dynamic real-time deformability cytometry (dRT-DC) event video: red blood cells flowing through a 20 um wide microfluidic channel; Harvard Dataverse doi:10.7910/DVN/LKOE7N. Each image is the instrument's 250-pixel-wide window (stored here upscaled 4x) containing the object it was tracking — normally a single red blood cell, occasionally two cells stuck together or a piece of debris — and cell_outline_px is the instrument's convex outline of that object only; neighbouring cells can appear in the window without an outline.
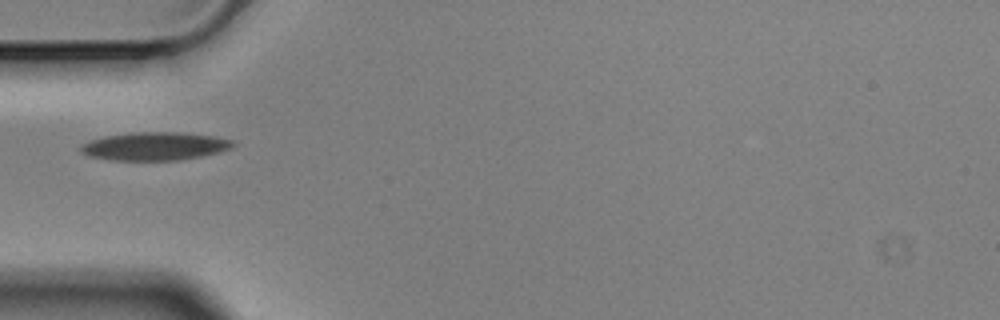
{"species": "Egyptian fruit bat (a non-hibernating species)", "species_latin": "Rousettus aegyptiacus", "temperature_condition": "cold", "stored_images_in_passage": 1, "camera_frame_rate_fps": 3000, "um_per_image_px": 0.085, "animal": {"sex": "male"}, "frame": {"image": 1, "passage_image": 1, "time_ms": 0.0, "image_size_px": [1000, 320], "cell_outline_px": [[236, 144], [232, 148], [220, 152], [200, 156], [176, 160], [108, 160], [88, 156], [80, 152], [80, 144], [104, 136], [132, 132], [184, 132], [216, 136], [232, 140]], "centroid_in_image_um": [13.15, 12.42], "position_along_channel_um": 71.8, "area_um2": 25.2}}